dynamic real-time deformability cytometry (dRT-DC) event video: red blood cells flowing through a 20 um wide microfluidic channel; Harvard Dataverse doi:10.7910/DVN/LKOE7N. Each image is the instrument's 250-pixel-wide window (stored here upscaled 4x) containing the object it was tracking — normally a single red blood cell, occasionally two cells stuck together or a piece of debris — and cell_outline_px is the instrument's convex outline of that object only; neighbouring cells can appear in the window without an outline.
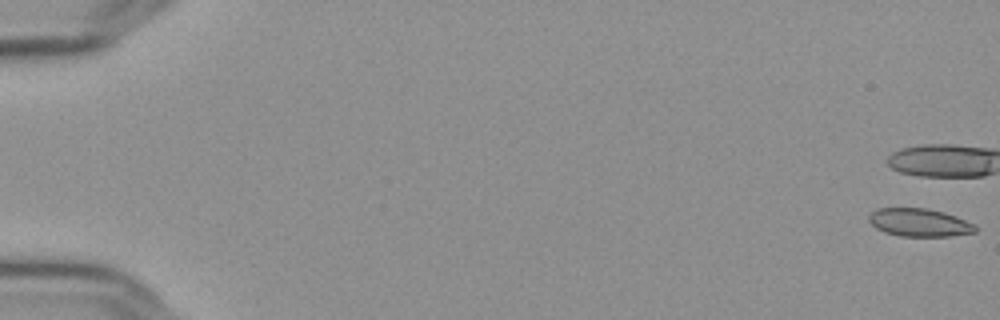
{"species": "Egyptian fruit bat (a non-hibernating species)", "species_latin": "Rousettus aegyptiacus", "temperature_condition": "cold", "stored_images_in_passage": 20, "camera_frame_rate_fps": 3000, "um_per_image_px": 0.085, "frame": {"image": 1, "passage_image": 1, "time_ms": 0.0, "image_size_px": [1000, 320], "cell_outline_px": [[976, 232], [952, 236], [900, 236], [884, 232], [876, 228], [868, 220], [868, 216], [876, 208], [928, 208], [944, 212], [956, 216], [976, 224]], "centroid_in_image_um": [78.16, 18.91], "position_along_channel_um": 6.8, "area_um2": 17.51}}